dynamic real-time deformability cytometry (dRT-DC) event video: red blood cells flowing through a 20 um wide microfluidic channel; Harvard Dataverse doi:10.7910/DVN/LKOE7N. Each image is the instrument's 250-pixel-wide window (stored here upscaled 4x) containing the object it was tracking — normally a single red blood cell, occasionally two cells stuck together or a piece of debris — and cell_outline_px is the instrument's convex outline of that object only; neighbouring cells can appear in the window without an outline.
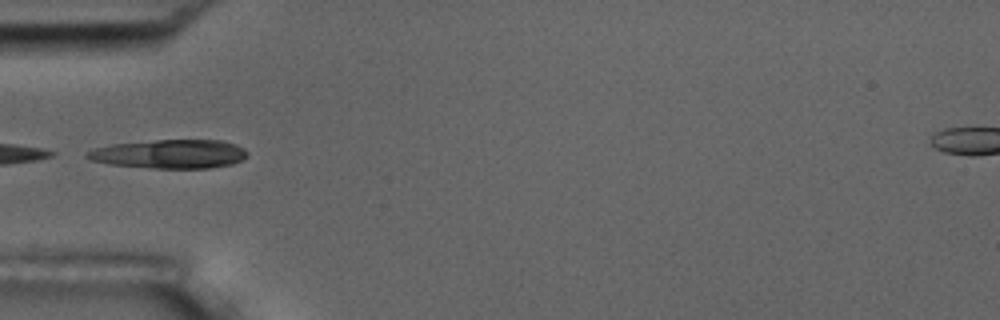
{"species": "common noctule bat (a hibernating species)", "species_latin": "Nyctalus noctula", "temperature_condition": "room temperature", "stored_images_in_passage": 8, "camera_frame_rate_fps": 3000, "um_per_image_px": 0.085, "animal": {"sex": "male", "body_mass_g": 17.5, "forearm_length_mm": 52.3}, "frame": {"image": 1, "passage_image": 5, "time_ms": 5.333, "image_size_px": [1000, 320], "cell_outline_px": [[248, 156], [244, 160], [232, 164], [208, 168], [152, 168], [108, 164], [92, 160], [84, 156], [84, 152], [92, 148], [112, 144], [156, 140], [220, 140], [236, 144], [244, 148], [248, 152]], "centroid_in_image_um": [14.43, 13.09], "position_along_channel_um": 70.6, "area_um2": 27.17}}
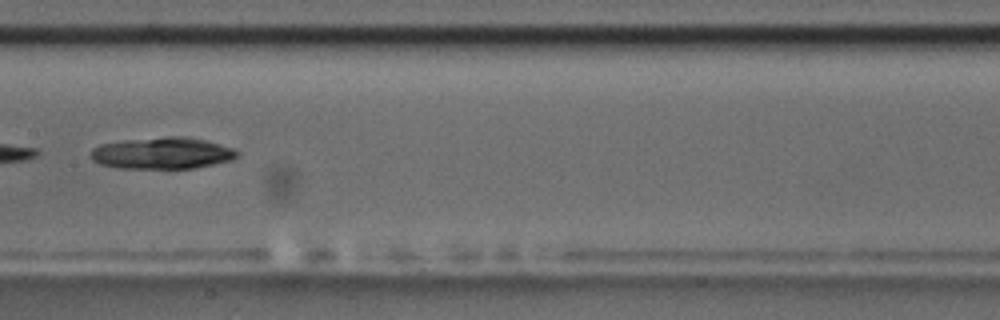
{"frame": {"image": 2, "passage_image": 8, "time_ms": 8.667, "image_size_px": [1000, 320], "cell_outline_px": [[240, 156], [232, 160], [196, 168], [120, 168], [100, 164], [92, 160], [88, 152], [92, 148], [100, 144], [124, 140], [164, 136], [188, 136], [204, 140], [232, 148], [240, 152]], "centroid_in_image_um": [13.78, 13.01], "position_along_channel_um": 193.6, "area_um2": 27.28}}